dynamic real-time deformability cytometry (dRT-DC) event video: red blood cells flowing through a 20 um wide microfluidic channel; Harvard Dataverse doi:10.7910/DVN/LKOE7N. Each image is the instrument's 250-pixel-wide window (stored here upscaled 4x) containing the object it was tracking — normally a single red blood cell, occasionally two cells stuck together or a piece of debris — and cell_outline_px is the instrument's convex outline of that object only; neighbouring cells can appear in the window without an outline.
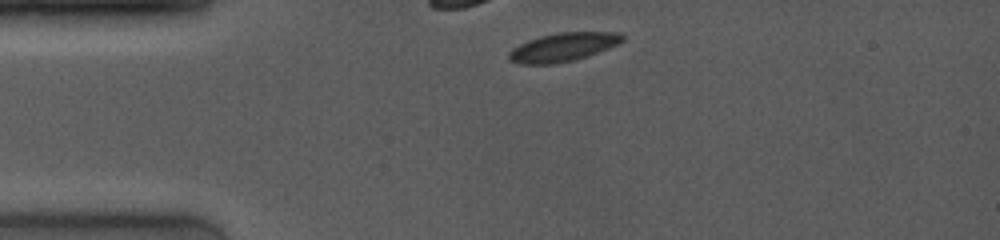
{"species": "common noctule bat (a hibernating species)", "species_latin": "Nyctalus noctula", "temperature_condition": "room temperature", "stored_images_in_passage": 6, "camera_frame_rate_fps": 4000, "um_per_image_px": 0.085, "animal": {"sex": "female", "body_mass_g": 19.0, "forearm_length_mm": 53.3}, "frame": {"image": 1, "passage_image": 1, "time_ms": 0.0, "image_size_px": [1000, 240], "cell_outline_px": [[624, 40], [608, 48], [588, 56], [572, 60], [552, 64], [520, 64], [508, 60], [508, 52], [512, 48], [528, 40], [540, 36], [560, 32], [620, 32], [624, 36]], "centroid_in_image_um": [47.83, 4.0], "position_along_channel_um": 37.2, "area_um2": 18.84}}